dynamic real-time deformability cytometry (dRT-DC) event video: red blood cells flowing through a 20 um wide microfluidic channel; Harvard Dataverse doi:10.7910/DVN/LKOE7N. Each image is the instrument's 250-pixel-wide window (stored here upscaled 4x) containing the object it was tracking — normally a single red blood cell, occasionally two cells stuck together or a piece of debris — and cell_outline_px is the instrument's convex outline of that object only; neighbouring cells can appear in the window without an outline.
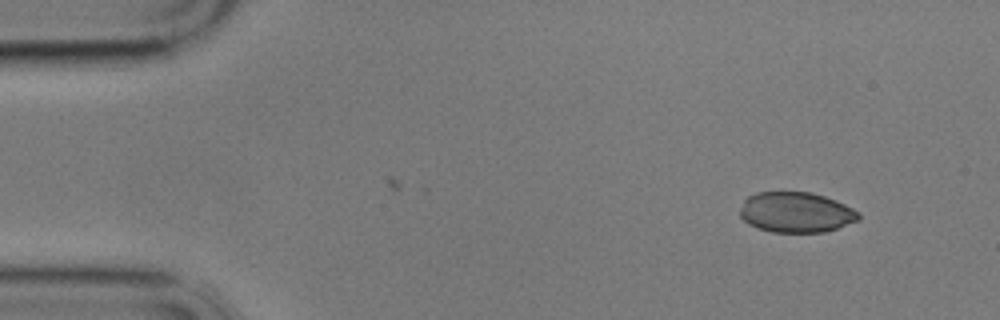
{"species": "common noctule bat (a hibernating species)", "species_latin": "Nyctalus noctula", "temperature_condition": "cold", "stored_images_in_passage": 42, "camera_frame_rate_fps": 3000, "um_per_image_px": 0.085, "animal": {"sex": "male", "body_mass_g": 17.9}, "frame": {"image": 1, "passage_image": 1, "time_ms": 0.0, "image_size_px": [1000, 320], "cell_outline_px": [[860, 220], [824, 232], [772, 232], [756, 228], [748, 224], [740, 216], [740, 208], [744, 200], [748, 196], [756, 192], [812, 192], [836, 200], [860, 212]], "centroid_in_image_um": [67.65, 18.04], "position_along_channel_um": 17.3, "area_um2": 28.09}}
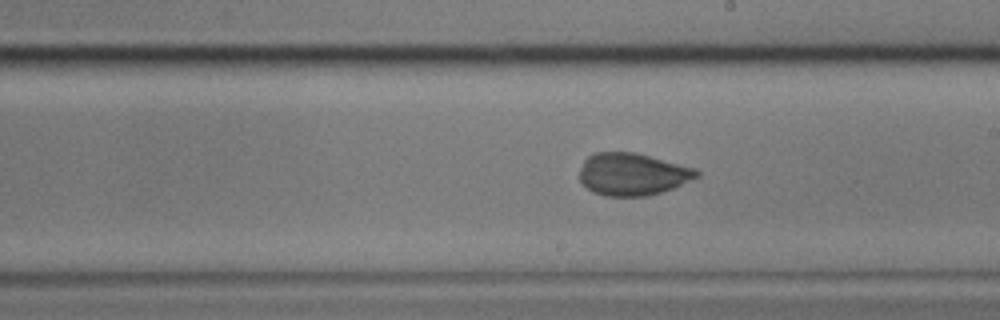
{"frame": {"image": 2, "passage_image": 28, "time_ms": 9.0, "image_size_px": [1000, 320], "cell_outline_px": [[700, 176], [672, 188], [648, 196], [604, 196], [592, 192], [580, 180], [580, 168], [584, 160], [592, 152], [636, 152], [696, 168], [700, 172]], "centroid_in_image_um": [53.76, 14.8], "position_along_channel_um": 235.2, "area_um2": 29.02}}
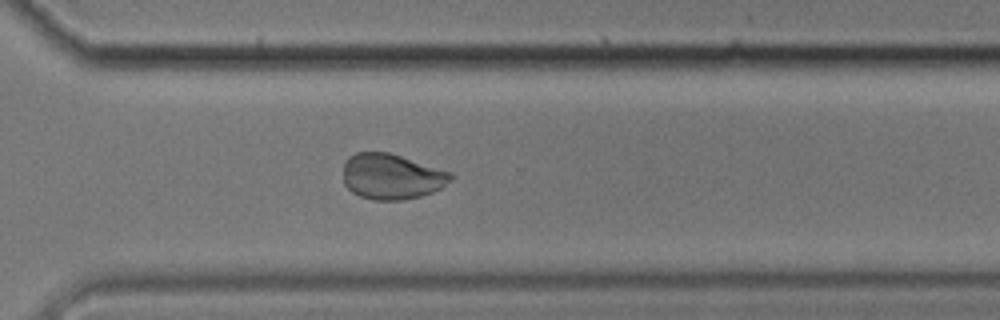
{"frame": {"image": 3, "passage_image": 37, "time_ms": 12.0, "image_size_px": [1000, 320], "cell_outline_px": [[456, 176], [452, 180], [440, 188], [432, 192], [420, 196], [404, 200], [372, 200], [360, 196], [352, 192], [344, 184], [344, 160], [348, 156], [356, 152], [388, 152], [452, 172]], "centroid_in_image_um": [33.29, 15.0], "position_along_channel_um": 337.3, "area_um2": 28.73}, "authors_computed_cell_mechanics": {"area_um2": 29.3046, "velocity_mm_per_s": 3.4061, "shape_relaxation_time_tau1_ms": 7.9353, "shape_relaxation_time_tau2_ms": 1.1736, "deformation_change_tau1": 0.1937, "deformation_change_tau2": 0.0392}}